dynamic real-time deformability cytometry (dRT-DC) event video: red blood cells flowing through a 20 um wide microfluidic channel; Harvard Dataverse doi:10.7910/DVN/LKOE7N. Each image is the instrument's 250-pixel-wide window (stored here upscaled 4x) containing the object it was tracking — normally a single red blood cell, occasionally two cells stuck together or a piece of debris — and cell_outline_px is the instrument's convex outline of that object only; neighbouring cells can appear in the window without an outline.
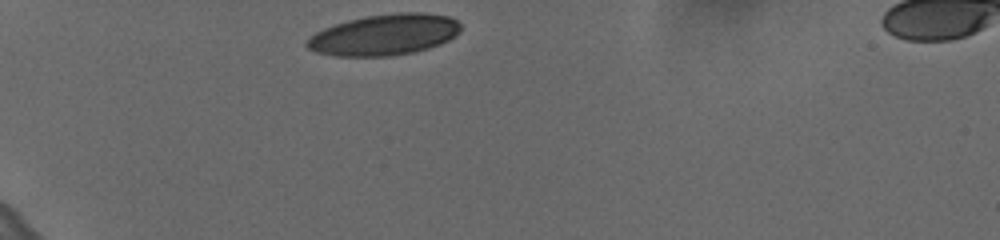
{"species": "human", "species_latin": "Homo sapiens", "temperature_condition": "cold", "stored_images_in_passage": 33, "camera_frame_rate_fps": 3000, "um_per_image_px": 0.085, "donor": {"sex": "female"}, "frame": {"image": 1, "passage_image": 1, "time_ms": 0.0, "image_size_px": [1000, 240], "cell_outline_px": [[460, 32], [456, 36], [440, 44], [416, 52], [388, 56], [332, 56], [316, 52], [308, 48], [304, 44], [308, 36], [324, 28], [348, 20], [364, 16], [400, 12], [420, 12], [448, 16], [456, 20], [460, 24]], "centroid_in_image_um": [32.65, 2.96], "position_along_channel_um": 52.3, "area_um2": 36.99}}
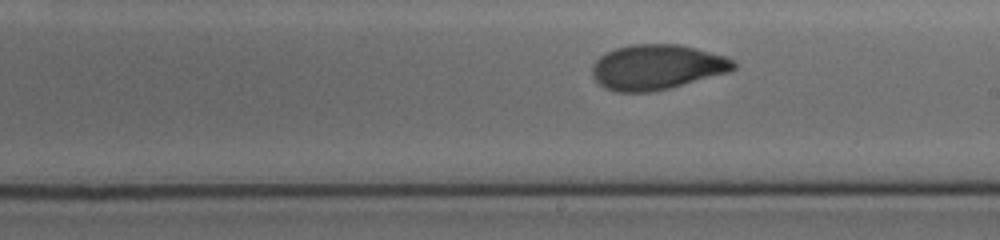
{"frame": {"image": 2, "passage_image": 19, "time_ms": 6.0, "image_size_px": [1000, 240], "cell_outline_px": [[736, 68], [728, 72], [668, 88], [652, 92], [612, 92], [604, 88], [592, 76], [592, 64], [600, 56], [616, 48], [632, 44], [676, 44], [696, 48], [724, 56], [732, 60], [736, 64]], "centroid_in_image_um": [55.79, 5.71], "position_along_channel_um": 233.2, "area_um2": 36.93}}
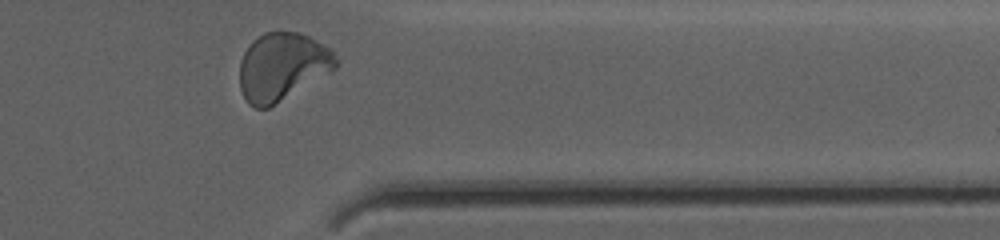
{"frame": {"image": 3, "passage_image": 32, "time_ms": 10.333, "image_size_px": [1000, 240], "cell_outline_px": [[336, 68], [268, 108], [256, 108], [248, 104], [240, 88], [240, 60], [244, 52], [252, 40], [264, 32], [296, 32], [308, 36], [324, 44], [332, 52], [336, 60]], "centroid_in_image_um": [23.94, 5.65], "position_along_channel_um": 387.5, "area_um2": 37.51}, "authors_computed_cell_mechanics": {"area_um2": 36.992, "velocity_mm_per_s": 3.6145, "shape_relaxation_time_tau1_ms": 3.8576, "shape_relaxation_time_tau2_ms": 1.6672, "deformation_change_tau1": 0.1637, "deformation_change_tau2": 0.051}}